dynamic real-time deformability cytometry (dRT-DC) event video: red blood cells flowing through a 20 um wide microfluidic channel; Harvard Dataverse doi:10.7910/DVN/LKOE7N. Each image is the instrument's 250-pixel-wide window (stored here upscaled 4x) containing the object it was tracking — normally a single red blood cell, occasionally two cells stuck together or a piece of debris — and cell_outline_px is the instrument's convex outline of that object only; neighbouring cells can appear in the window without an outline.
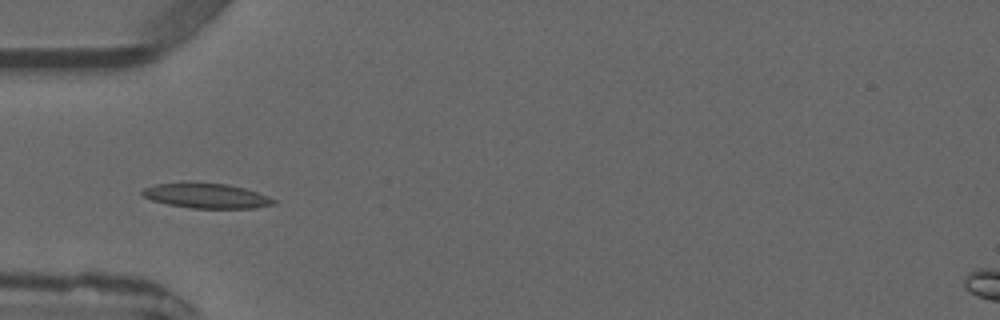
{"species": "common noctule bat (a hibernating species)", "species_latin": "Nyctalus noctula", "temperature_condition": "warm", "stored_images_in_passage": 3, "camera_frame_rate_fps": 3000, "um_per_image_px": 0.085, "animal": {"sex": "male", "forearm_length_mm": 52.5}, "frame": {"image": 1, "passage_image": 2, "time_ms": 2.0, "image_size_px": [1000, 320], "cell_outline_px": [[276, 204], [256, 208], [192, 208], [168, 204], [152, 200], [144, 196], [140, 192], [144, 188], [156, 184], [180, 180], [188, 180], [228, 184], [244, 188], [268, 196], [276, 200]], "centroid_in_image_um": [17.51, 16.6], "position_along_channel_um": 67.5, "area_um2": 19.65}}
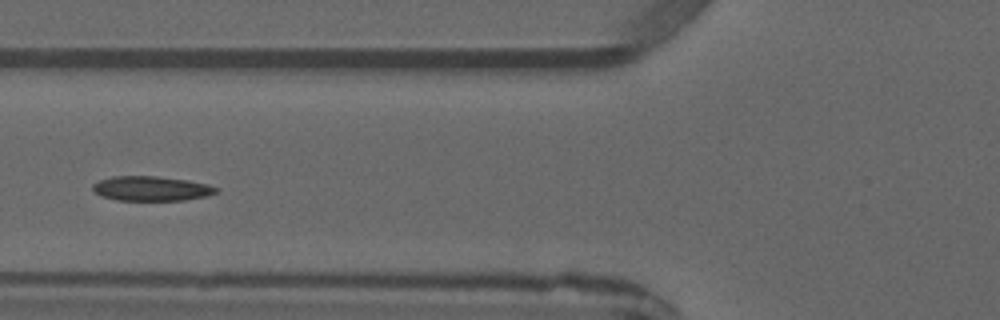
{"frame": {"image": 2, "passage_image": 3, "time_ms": 3.0, "image_size_px": [1000, 320], "cell_outline_px": [[220, 192], [208, 196], [184, 200], [116, 200], [104, 196], [96, 192], [92, 188], [92, 184], [100, 180], [112, 176], [156, 176], [184, 180], [208, 184], [220, 188]], "centroid_in_image_um": [12.92, 16.02], "position_along_channel_um": 112.9, "area_um2": 17.69}}